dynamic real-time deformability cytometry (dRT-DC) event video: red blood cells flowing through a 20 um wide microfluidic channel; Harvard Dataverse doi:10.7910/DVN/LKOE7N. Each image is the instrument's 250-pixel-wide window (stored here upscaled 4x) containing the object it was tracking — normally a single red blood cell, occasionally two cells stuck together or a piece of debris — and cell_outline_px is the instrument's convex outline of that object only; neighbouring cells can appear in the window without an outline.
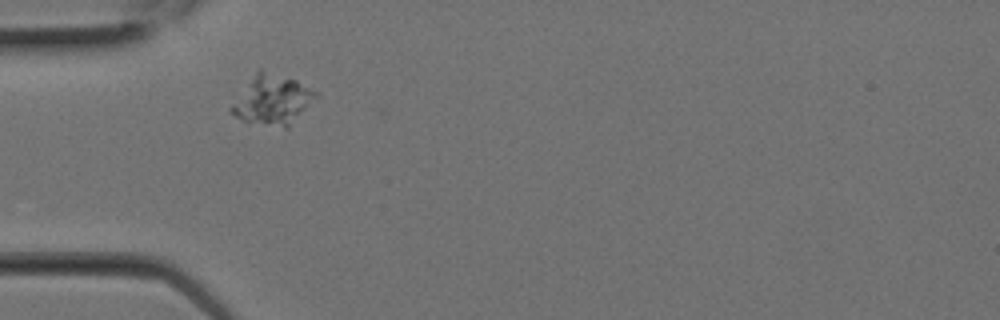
{"species": "Egyptian fruit bat (a non-hibernating species)", "species_latin": "Rousettus aegyptiacus", "temperature_condition": "room temperature", "stored_images_in_passage": 1, "camera_frame_rate_fps": 3000, "um_per_image_px": 0.085, "animal": {"sex": "female"}, "frame": {"image": 1, "passage_image": 1, "time_ms": 0.0, "image_size_px": [1000, 320], "cell_outline_px": [[320, 92], [288, 128], [284, 128], [244, 120], [236, 116], [228, 108], [256, 72], [260, 68], [296, 80]], "centroid_in_image_um": [23.17, 8.47], "position_along_channel_um": 61.8, "area_um2": 23.87}}